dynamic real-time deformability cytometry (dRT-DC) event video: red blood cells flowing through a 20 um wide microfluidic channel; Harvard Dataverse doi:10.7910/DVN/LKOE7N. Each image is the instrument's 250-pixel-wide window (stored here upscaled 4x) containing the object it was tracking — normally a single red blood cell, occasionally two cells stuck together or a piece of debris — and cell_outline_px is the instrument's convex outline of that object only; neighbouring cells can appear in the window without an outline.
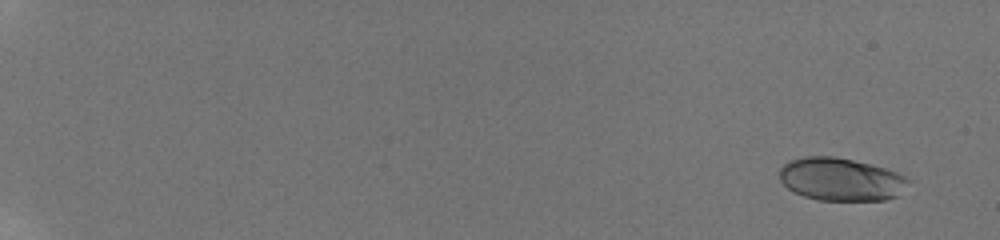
{"species": "human", "species_latin": "Homo sapiens", "temperature_condition": "room temperature", "stored_images_in_passage": 34, "camera_frame_rate_fps": 3000, "um_per_image_px": 0.085, "donor": {"sex": "male"}, "frame": {"image": 1, "passage_image": 3, "time_ms": 0.667, "image_size_px": [1000, 240], "cell_outline_px": [[912, 180], [896, 196], [888, 200], [820, 200], [804, 196], [788, 188], [780, 180], [780, 168], [784, 164], [792, 160], [804, 156], [836, 156], [872, 164], [896, 172]], "centroid_in_image_um": [71.49, 15.23], "position_along_channel_um": 13.5, "area_um2": 32.14}}
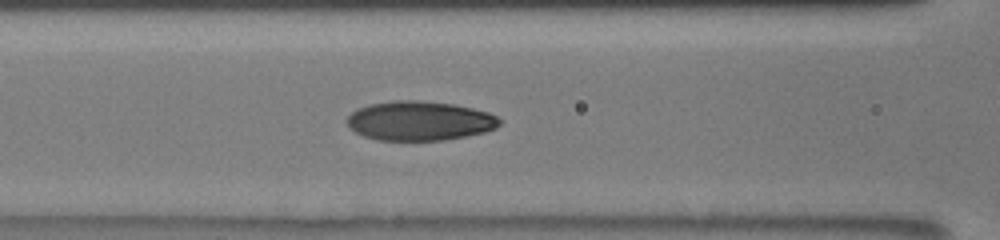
{"frame": {"image": 2, "passage_image": 25, "time_ms": 9.333, "image_size_px": [1000, 240], "cell_outline_px": [[500, 124], [496, 128], [484, 132], [444, 140], [376, 140], [364, 136], [348, 128], [344, 120], [356, 108], [368, 104], [392, 100], [420, 100], [452, 104], [472, 108], [488, 112], [496, 116], [500, 120]], "centroid_in_image_um": [35.6, 10.26], "position_along_channel_um": 131.0, "area_um2": 35.2}}
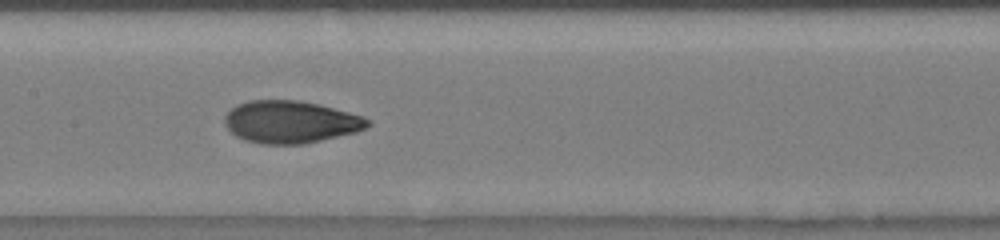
{"frame": {"image": 3, "passage_image": 30, "time_ms": 10.667, "image_size_px": [1000, 240], "cell_outline_px": [[372, 124], [356, 132], [304, 144], [260, 144], [244, 140], [236, 136], [224, 124], [224, 116], [236, 104], [248, 100], [300, 100], [320, 104], [364, 116], [372, 120]], "centroid_in_image_um": [24.71, 10.36], "position_along_channel_um": 182.7, "area_um2": 35.6}}